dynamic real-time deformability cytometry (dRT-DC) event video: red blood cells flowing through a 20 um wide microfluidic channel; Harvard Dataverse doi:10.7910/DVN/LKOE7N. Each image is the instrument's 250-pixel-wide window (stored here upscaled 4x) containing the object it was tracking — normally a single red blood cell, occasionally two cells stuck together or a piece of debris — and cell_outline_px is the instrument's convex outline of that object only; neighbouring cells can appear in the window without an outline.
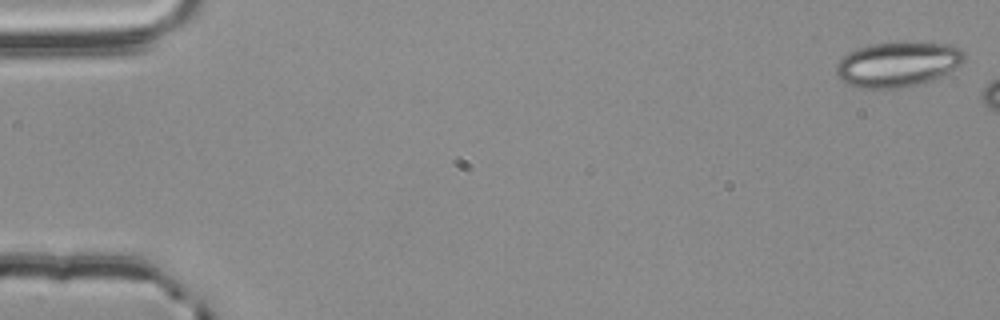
{"species": "common noctule bat (a hibernating species)", "species_latin": "Nyctalus noctula", "temperature_condition": "room temperature", "stored_images_in_passage": 8, "camera_frame_rate_fps": 3000, "um_per_image_px": 0.085, "animal": {"sex": "male", "body_mass_g": 20.4}, "frame": {"image": 1, "passage_image": 1, "time_ms": 0.0, "image_size_px": [1000, 320], "cell_outline_px": [[968, 56], [960, 64], [940, 76], [920, 84], [900, 88], [856, 88], [840, 80], [836, 76], [836, 64], [848, 52], [868, 44], [904, 40], [948, 44], [960, 48]], "centroid_in_image_um": [76.29, 5.43], "position_along_channel_um": 8.7, "area_um2": 34.28}}